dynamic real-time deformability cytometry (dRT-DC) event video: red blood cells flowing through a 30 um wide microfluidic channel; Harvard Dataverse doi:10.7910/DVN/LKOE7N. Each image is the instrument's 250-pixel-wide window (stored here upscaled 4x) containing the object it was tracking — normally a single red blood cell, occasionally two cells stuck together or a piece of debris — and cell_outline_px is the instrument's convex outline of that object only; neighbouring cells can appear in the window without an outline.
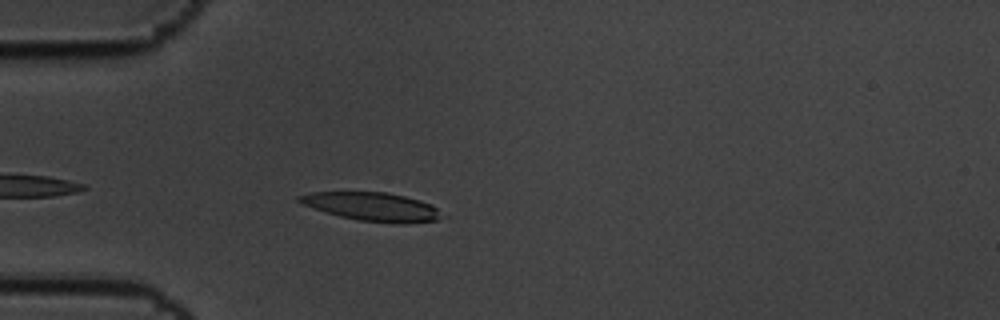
{"species": "common noctule bat (a hibernating species)", "species_latin": "Nyctalus noctula", "temperature_condition": "cold", "stored_images_in_passage": 8, "camera_frame_rate_fps": 3000, "um_per_image_px": 0.085, "animal": {"sex": "male", "body_mass_g": 19.5, "forearm_length_mm": 54.6}, "frame": {"image": 1, "passage_image": 5, "time_ms": 1.333, "image_size_px": [1000, 320], "cell_outline_px": [[448, 216], [436, 220], [404, 224], [400, 224], [356, 220], [340, 216], [304, 204], [296, 200], [296, 196], [312, 192], [388, 192], [420, 200], [432, 204]], "centroid_in_image_um": [31.73, 17.57], "position_along_channel_um": 53.3, "area_um2": 23.81}}
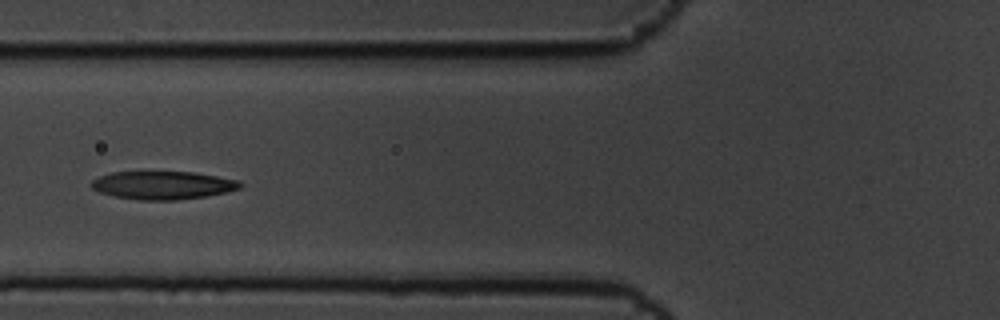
{"frame": {"image": 2, "passage_image": 7, "time_ms": 2.0, "image_size_px": [1000, 320], "cell_outline_px": [[244, 184], [240, 188], [228, 192], [204, 196], [176, 200], [140, 200], [116, 196], [100, 192], [92, 188], [88, 184], [92, 180], [100, 176], [112, 172], [192, 172], [240, 180]], "centroid_in_image_um": [13.85, 15.74], "position_along_channel_um": 111.9, "area_um2": 24.33}}
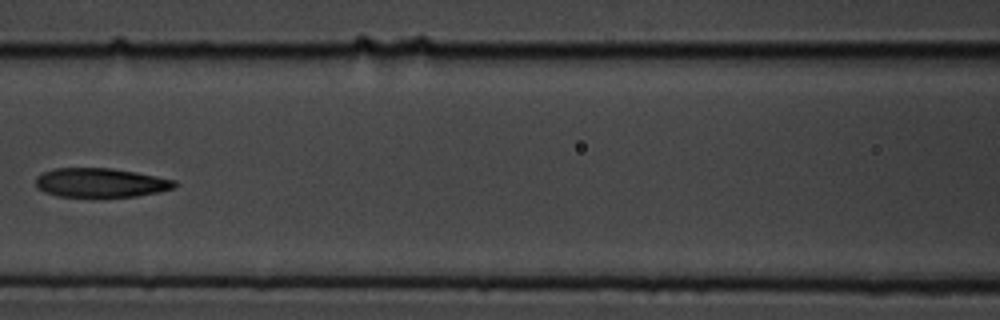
{"frame": {"image": 3, "passage_image": 8, "time_ms": 2.333, "image_size_px": [1000, 320], "cell_outline_px": [[176, 188], [160, 192], [136, 196], [56, 196], [44, 192], [36, 188], [36, 176], [52, 168], [112, 168], [136, 172], [176, 180]], "centroid_in_image_um": [8.55, 15.52], "position_along_channel_um": 158.0, "area_um2": 23.64}}